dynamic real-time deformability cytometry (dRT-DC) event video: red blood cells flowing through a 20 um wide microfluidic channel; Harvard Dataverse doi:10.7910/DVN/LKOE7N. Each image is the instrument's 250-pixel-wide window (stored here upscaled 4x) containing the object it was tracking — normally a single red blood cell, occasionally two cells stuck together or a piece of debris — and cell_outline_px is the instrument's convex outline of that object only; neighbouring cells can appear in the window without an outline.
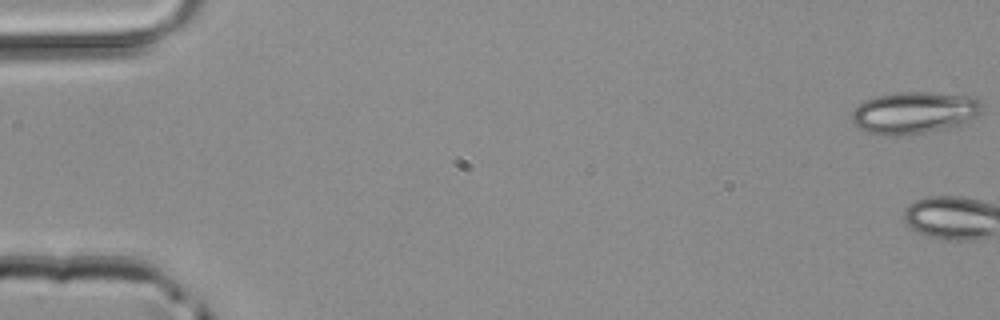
{"species": "common noctule bat (a hibernating species)", "species_latin": "Nyctalus noctula", "temperature_condition": "room temperature", "stored_images_in_passage": 3, "camera_frame_rate_fps": 3000, "um_per_image_px": 0.085, "animal": {"sex": "male", "body_mass_g": 20.4}, "frame": {"image": 1, "passage_image": 1, "time_ms": 0.0, "image_size_px": [1000, 320], "cell_outline_px": [[984, 108], [976, 116], [960, 124], [924, 132], [868, 132], [860, 128], [852, 120], [852, 112], [864, 100], [876, 96], [896, 92], [928, 92], [968, 96], [976, 100]], "centroid_in_image_um": [77.72, 9.51], "position_along_channel_um": 7.3, "area_um2": 30.35}}